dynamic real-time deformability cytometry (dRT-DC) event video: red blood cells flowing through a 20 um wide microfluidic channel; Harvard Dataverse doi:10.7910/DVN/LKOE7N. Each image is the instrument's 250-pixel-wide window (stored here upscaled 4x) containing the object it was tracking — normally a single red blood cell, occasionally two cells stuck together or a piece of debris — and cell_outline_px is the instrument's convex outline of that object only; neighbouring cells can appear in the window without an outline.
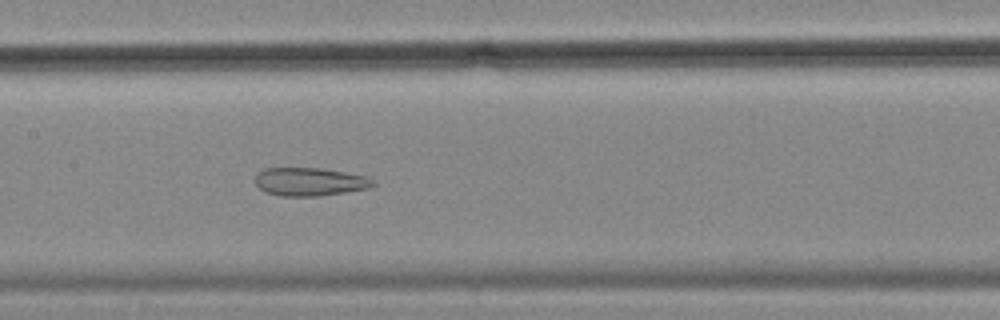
{"species": "common noctule bat (a hibernating species)", "species_latin": "Nyctalus noctula", "temperature_condition": "cold", "stored_images_in_passage": 57, "camera_frame_rate_fps": 3000, "um_per_image_px": 0.085, "animal": {"sex": "female", "body_mass_g": 18.4}, "frame": {"image": 1, "passage_image": 27, "time_ms": 8.667, "image_size_px": [1000, 320], "cell_outline_px": [[376, 184], [368, 188], [320, 196], [280, 196], [268, 192], [260, 188], [256, 184], [256, 176], [264, 168], [320, 168], [368, 176], [376, 180]], "centroid_in_image_um": [26.38, 15.44], "position_along_channel_um": 181.0, "area_um2": 19.31}}
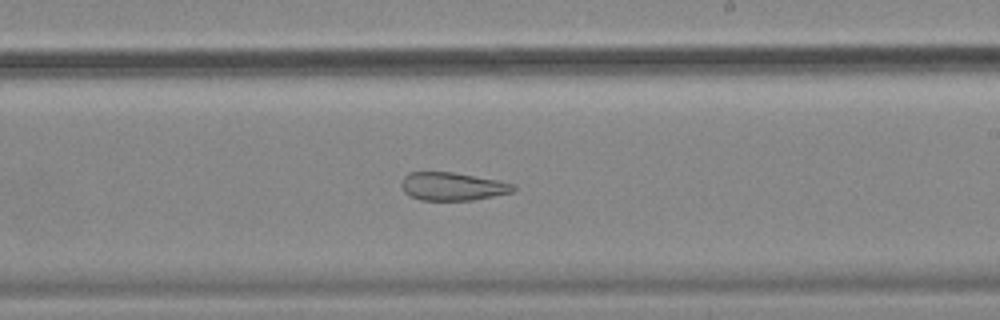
{"frame": {"image": 2, "passage_image": 33, "time_ms": 10.667, "image_size_px": [1000, 320], "cell_outline_px": [[516, 188], [512, 192], [472, 200], [420, 200], [404, 192], [400, 184], [404, 176], [408, 172], [452, 172], [496, 180], [516, 184]], "centroid_in_image_um": [38.44, 15.84], "position_along_channel_um": 250.6, "area_um2": 18.21}}
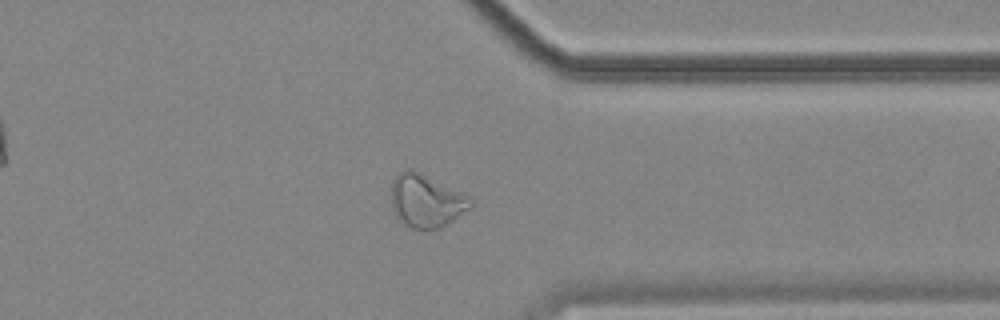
{"frame": {"image": 3, "passage_image": 44, "time_ms": 14.333, "image_size_px": [1000, 320], "cell_outline_px": [[476, 204], [472, 208], [448, 224], [440, 228], [424, 232], [412, 228], [396, 220], [392, 208], [392, 180], [400, 172], [408, 168], [412, 168], [464, 192], [472, 196], [476, 200]], "centroid_in_image_um": [36.29, 17.1], "position_along_channel_um": 375.1, "area_um2": 25.66}}